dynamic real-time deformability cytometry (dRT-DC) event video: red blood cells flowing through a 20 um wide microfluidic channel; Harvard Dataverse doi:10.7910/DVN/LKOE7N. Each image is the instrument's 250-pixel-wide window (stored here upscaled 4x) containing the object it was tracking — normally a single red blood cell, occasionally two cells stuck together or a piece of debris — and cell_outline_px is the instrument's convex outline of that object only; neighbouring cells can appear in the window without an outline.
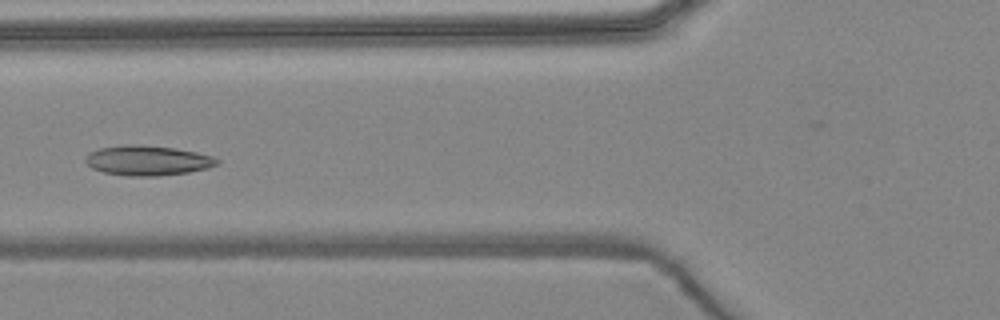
{"species": "common noctule bat (a hibernating species)", "species_latin": "Nyctalus noctula", "temperature_condition": "warm", "stored_images_in_passage": 5, "camera_frame_rate_fps": 3000, "um_per_image_px": 0.085, "animal": {"sex": "female", "body_mass_g": 24.6, "forearm_length_mm": 56.2}, "frame": {"image": 1, "passage_image": 3, "time_ms": 3.333, "image_size_px": [1000, 320], "cell_outline_px": [[220, 164], [208, 168], [188, 172], [156, 176], [128, 176], [104, 172], [92, 168], [84, 160], [88, 152], [100, 148], [132, 144], [140, 144], [176, 148], [196, 152], [212, 156], [220, 160]], "centroid_in_image_um": [12.56, 13.64], "position_along_channel_um": 113.2, "area_um2": 23.0}}